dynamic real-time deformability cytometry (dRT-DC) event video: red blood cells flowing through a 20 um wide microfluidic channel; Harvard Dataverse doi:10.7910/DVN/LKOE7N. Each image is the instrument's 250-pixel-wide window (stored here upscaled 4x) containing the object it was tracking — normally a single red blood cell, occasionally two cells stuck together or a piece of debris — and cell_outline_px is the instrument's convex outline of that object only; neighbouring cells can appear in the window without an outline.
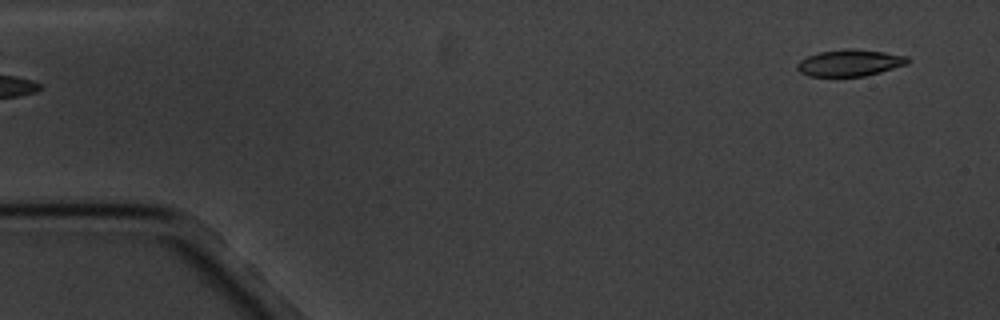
{"species": "common noctule bat (a hibernating species)", "species_latin": "Nyctalus noctula", "temperature_condition": "cold", "stored_images_in_passage": 2, "camera_frame_rate_fps": 3000, "um_per_image_px": 0.085, "animal": {"sex": "male", "body_mass_g": 20.1, "forearm_length_mm": 53.5}, "frame": {"image": 1, "passage_image": 2, "time_ms": 1.0, "image_size_px": [1000, 320], "cell_outline_px": [[908, 64], [880, 72], [864, 76], [808, 76], [800, 72], [796, 68], [796, 64], [800, 60], [808, 56], [820, 52], [848, 48], [884, 52], [908, 56]], "centroid_in_image_um": [72.22, 5.34], "position_along_channel_um": 12.8, "area_um2": 17.05}}